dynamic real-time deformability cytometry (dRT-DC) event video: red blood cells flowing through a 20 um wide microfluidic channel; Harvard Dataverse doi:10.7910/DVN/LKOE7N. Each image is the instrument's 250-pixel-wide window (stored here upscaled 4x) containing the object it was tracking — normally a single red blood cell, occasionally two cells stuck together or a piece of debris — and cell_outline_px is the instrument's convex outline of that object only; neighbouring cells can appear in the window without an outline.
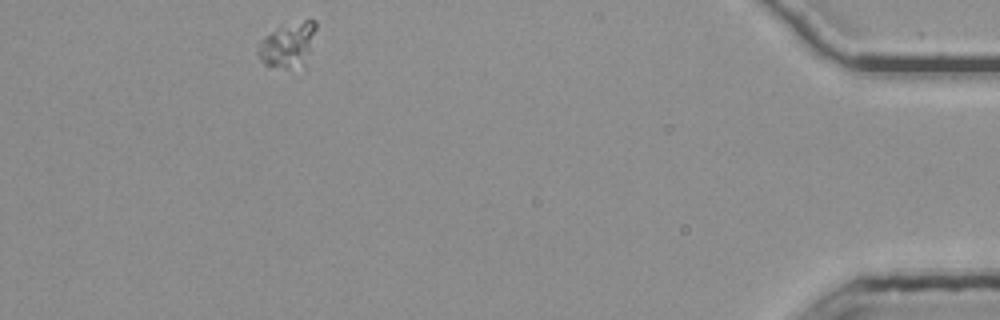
{"species": "common noctule bat (a hibernating species)", "species_latin": "Nyctalus noctula", "temperature_condition": "room temperature", "stored_images_in_passage": 42, "camera_frame_rate_fps": 3000, "um_per_image_px": 0.085, "animal": {"sex": "female", "body_mass_g": 25.1}, "frame": {"image": 1, "passage_image": 37, "time_ms": 12.0, "image_size_px": [1000, 320], "cell_outline_px": [[316, 28], [308, 68], [268, 68], [256, 56], [256, 52], [264, 36], [280, 28], [304, 20], [316, 20]], "centroid_in_image_um": [24.52, 3.92], "position_along_channel_um": 410.7, "area_um2": 15.66}}